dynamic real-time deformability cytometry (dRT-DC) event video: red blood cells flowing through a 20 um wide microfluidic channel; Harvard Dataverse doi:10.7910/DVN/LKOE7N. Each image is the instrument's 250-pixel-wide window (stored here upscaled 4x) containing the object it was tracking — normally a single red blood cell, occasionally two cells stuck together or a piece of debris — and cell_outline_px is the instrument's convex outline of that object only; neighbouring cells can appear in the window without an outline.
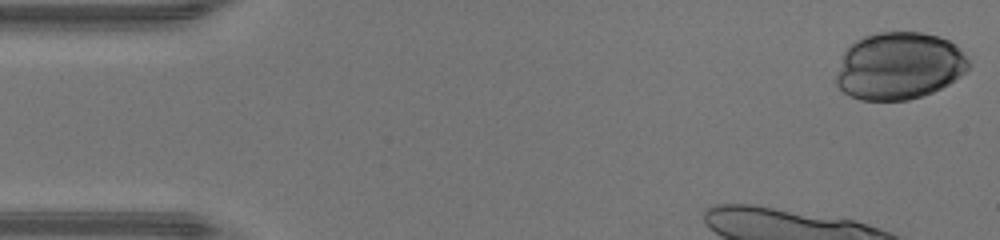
{"species": "human", "species_latin": "Homo sapiens", "temperature_condition": "warm", "stored_images_in_passage": 11, "camera_frame_rate_fps": 3000, "um_per_image_px": 0.085, "donor": {"sex": "male"}, "frame": {"image": 1, "passage_image": 1, "time_ms": 0.0, "image_size_px": [1000, 240], "cell_outline_px": [[972, 64], [960, 76], [948, 84], [932, 92], [908, 100], [860, 100], [844, 92], [836, 84], [836, 76], [844, 52], [856, 40], [864, 36], [880, 32], [920, 32], [940, 36], [956, 44]], "centroid_in_image_um": [76.44, 5.6], "position_along_channel_um": 8.6, "area_um2": 51.85}}